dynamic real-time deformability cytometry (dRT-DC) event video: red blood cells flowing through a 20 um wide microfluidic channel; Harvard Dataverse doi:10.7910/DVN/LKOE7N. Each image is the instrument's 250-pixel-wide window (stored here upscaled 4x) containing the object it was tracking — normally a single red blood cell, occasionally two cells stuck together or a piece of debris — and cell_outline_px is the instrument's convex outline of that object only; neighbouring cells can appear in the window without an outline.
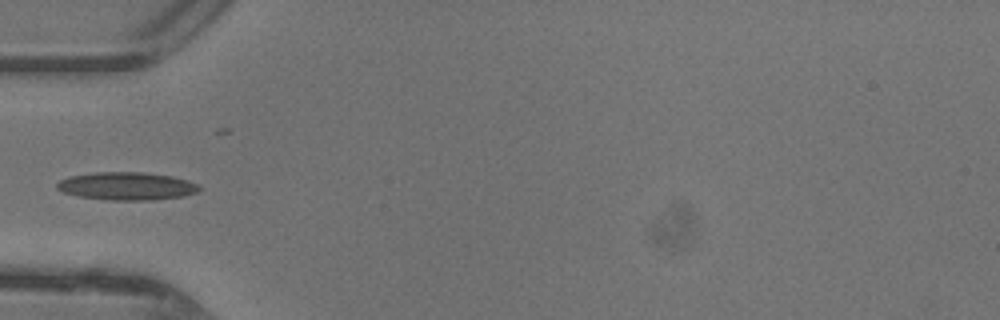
{"species": "common noctule bat (a hibernating species)", "species_latin": "Nyctalus noctula", "temperature_condition": "warm", "stored_images_in_passage": 29, "camera_frame_rate_fps": 3000, "um_per_image_px": 0.085, "animal": {"sex": "female"}, "frame": {"image": 1, "passage_image": 1, "time_ms": 0.0, "image_size_px": [1000, 320], "cell_outline_px": [[200, 188], [196, 192], [184, 196], [152, 200], [108, 200], [80, 196], [64, 192], [56, 188], [56, 184], [60, 180], [68, 176], [96, 172], [144, 172], [172, 176], [188, 180], [196, 184]], "centroid_in_image_um": [10.76, 15.81], "position_along_channel_um": 74.2, "area_um2": 23.06}}
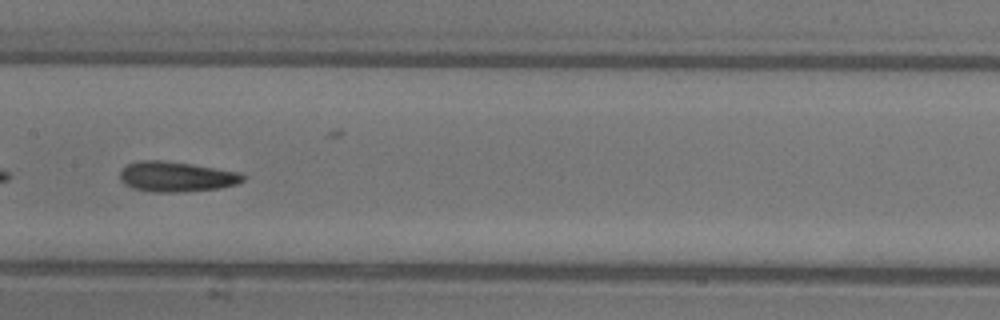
{"frame": {"image": 2, "passage_image": 9, "time_ms": 2.667, "image_size_px": [1000, 320], "cell_outline_px": [[244, 180], [236, 184], [220, 188], [180, 192], [156, 192], [132, 188], [124, 184], [120, 180], [120, 172], [128, 164], [140, 160], [160, 160], [192, 164], [240, 172], [244, 176]], "centroid_in_image_um": [14.98, 15.02], "position_along_channel_um": 192.4, "area_um2": 21.56}}
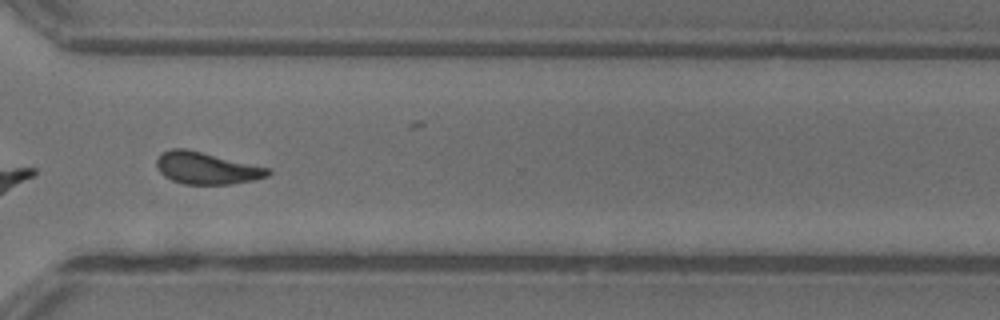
{"frame": {"image": 3, "passage_image": 20, "time_ms": 6.333, "image_size_px": [1000, 320], "cell_outline_px": [[272, 172], [268, 176], [252, 180], [228, 184], [184, 184], [172, 180], [164, 176], [160, 172], [156, 164], [156, 160], [164, 152], [172, 148], [184, 148], [268, 168]], "centroid_in_image_um": [17.53, 14.3], "position_along_channel_um": 353.1, "area_um2": 20.29}}